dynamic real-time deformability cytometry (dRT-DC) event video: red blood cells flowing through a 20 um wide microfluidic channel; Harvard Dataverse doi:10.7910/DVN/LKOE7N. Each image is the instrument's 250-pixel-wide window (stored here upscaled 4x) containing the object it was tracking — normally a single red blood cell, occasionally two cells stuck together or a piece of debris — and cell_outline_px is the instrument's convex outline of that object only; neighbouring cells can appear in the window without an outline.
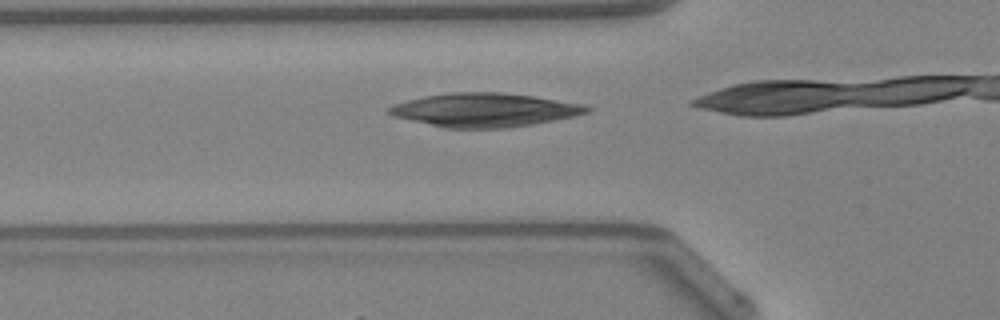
{"species": "Egyptian fruit bat (a non-hibernating species)", "species_latin": "Rousettus aegyptiacus", "temperature_condition": "warm", "stored_images_in_passage": 9, "camera_frame_rate_fps": 3000, "um_per_image_px": 0.085, "animal": {"sex": "female"}, "frame": {"image": 1, "passage_image": 2, "time_ms": 0.333, "image_size_px": [1000, 320], "cell_outline_px": [[592, 108], [588, 112], [572, 116], [532, 124], [508, 128], [444, 128], [396, 116], [384, 112], [384, 108], [392, 104], [424, 96], [448, 92], [500, 92], [532, 96], [580, 104]], "centroid_in_image_um": [41.1, 9.34], "position_along_channel_um": 84.7, "area_um2": 38.55}}